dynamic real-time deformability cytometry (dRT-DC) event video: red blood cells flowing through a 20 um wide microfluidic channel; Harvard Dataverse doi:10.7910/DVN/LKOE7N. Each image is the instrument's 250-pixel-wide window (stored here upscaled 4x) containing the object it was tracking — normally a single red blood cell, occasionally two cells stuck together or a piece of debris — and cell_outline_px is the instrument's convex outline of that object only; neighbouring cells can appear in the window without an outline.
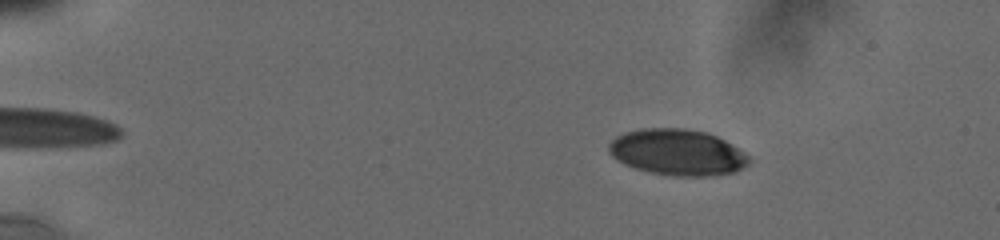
{"species": "human", "species_latin": "Homo sapiens", "temperature_condition": "cold", "stored_images_in_passage": 81, "camera_frame_rate_fps": 3000, "um_per_image_px": 0.085, "donor": {"sex": "male"}, "frame": {"image": 1, "passage_image": 6, "time_ms": 1.0, "image_size_px": [1000, 240], "cell_outline_px": [[752, 160], [748, 164], [736, 172], [712, 176], [672, 176], [652, 172], [636, 168], [624, 164], [616, 160], [608, 152], [608, 144], [616, 136], [624, 132], [640, 128], [684, 128], [708, 132], [732, 144], [744, 152]], "centroid_in_image_um": [57.58, 12.94], "position_along_channel_um": 27.4, "area_um2": 37.97}}
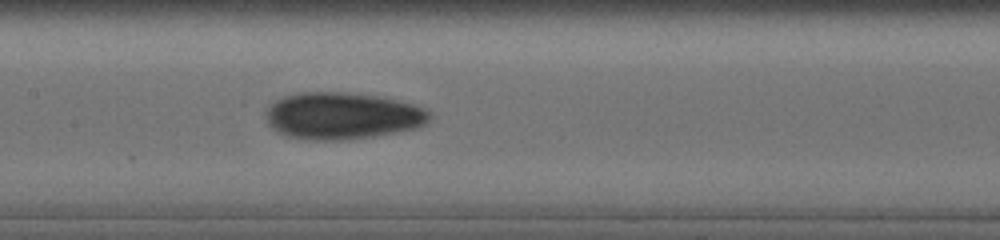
{"frame": {"image": 2, "passage_image": 32, "time_ms": 7.667, "image_size_px": [1000, 240], "cell_outline_px": [[428, 120], [424, 124], [412, 128], [372, 136], [340, 140], [312, 140], [288, 136], [276, 132], [268, 124], [264, 112], [276, 100], [284, 96], [300, 92], [344, 92], [380, 96], [412, 104], [428, 112]], "centroid_in_image_um": [29.0, 9.83], "position_along_channel_um": 178.4, "area_um2": 44.16}}
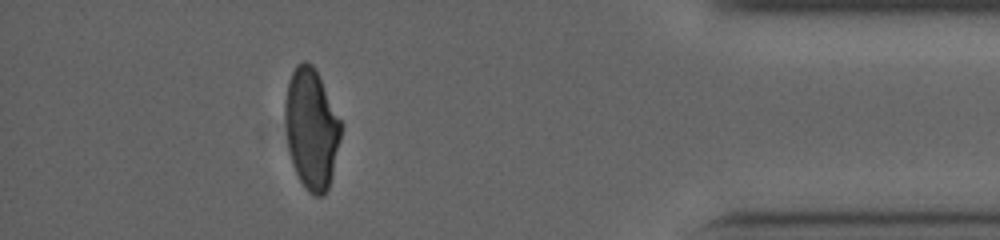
{"frame": {"image": 3, "passage_image": 67, "time_ms": 14.667, "image_size_px": [1000, 240], "cell_outline_px": [[344, 124], [328, 188], [324, 196], [316, 196], [308, 192], [300, 180], [292, 164], [288, 148], [284, 116], [284, 100], [288, 80], [296, 64], [304, 60], [312, 64]], "centroid_in_image_um": [26.46, 10.92], "position_along_channel_um": 408.7, "area_um2": 39.48}, "authors_computed_cell_mechanics": {"area_um2": 40.8068, "velocity_mm_per_s": 3.8187, "shape_relaxation_time_tau1_ms": 4.6004, "shape_relaxation_time_tau2_ms": 3.5462, "deformation_change_tau1": 0.1521, "deformation_change_tau2": 0.0781}}